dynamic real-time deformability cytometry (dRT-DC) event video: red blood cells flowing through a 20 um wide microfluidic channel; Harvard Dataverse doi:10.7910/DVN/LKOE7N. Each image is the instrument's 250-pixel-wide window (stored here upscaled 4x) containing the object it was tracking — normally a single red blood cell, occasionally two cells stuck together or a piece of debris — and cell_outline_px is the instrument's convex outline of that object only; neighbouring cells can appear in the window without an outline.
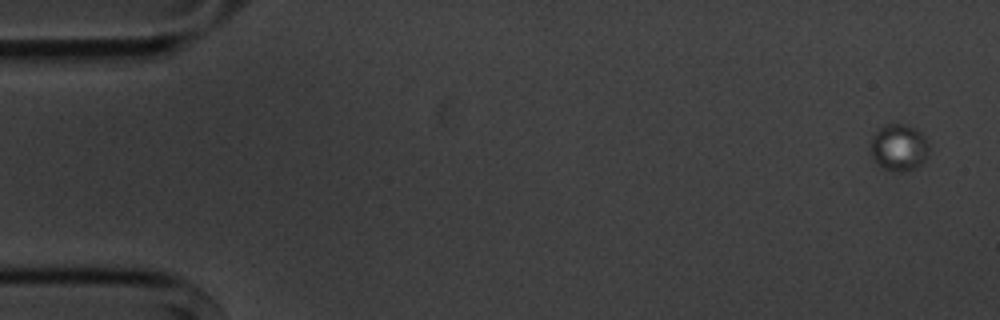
{"species": "common noctule bat (a hibernating species)", "species_latin": "Nyctalus noctula", "temperature_condition": "cold", "stored_images_in_passage": 5, "camera_frame_rate_fps": 3000, "um_per_image_px": 0.085, "animal": {"sex": "male", "body_mass_g": 20.1, "forearm_length_mm": 53.5}, "frame": {"image": 1, "passage_image": 1, "time_ms": 0.0, "image_size_px": [1000, 320], "cell_outline_px": [[928, 156], [916, 168], [900, 172], [896, 172], [880, 168], [876, 164], [872, 156], [872, 136], [884, 124], [904, 124], [920, 132], [924, 136], [928, 144]], "centroid_in_image_um": [76.4, 12.56], "position_along_channel_um": 8.6, "area_um2": 15.84}}
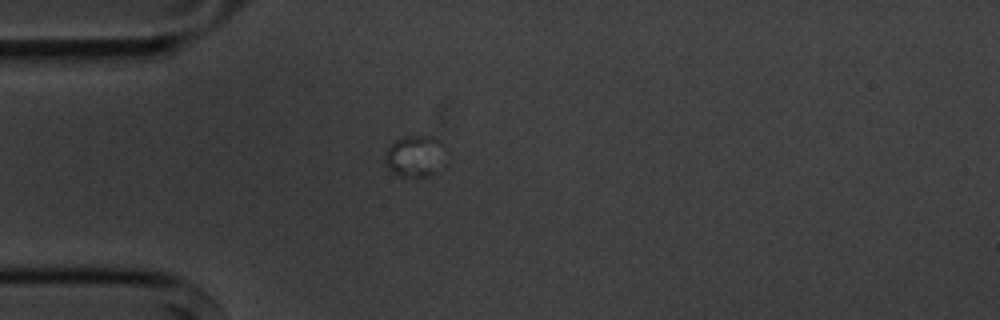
{"frame": {"image": 2, "passage_image": 5, "time_ms": 4.667, "image_size_px": [1000, 320], "cell_outline_px": [[448, 164], [444, 168], [428, 176], [400, 176], [392, 172], [384, 164], [384, 156], [388, 148], [396, 140], [404, 136], [432, 136], [440, 140], [448, 148]], "centroid_in_image_um": [35.4, 13.27], "position_along_channel_um": 49.6, "area_um2": 15.55}}